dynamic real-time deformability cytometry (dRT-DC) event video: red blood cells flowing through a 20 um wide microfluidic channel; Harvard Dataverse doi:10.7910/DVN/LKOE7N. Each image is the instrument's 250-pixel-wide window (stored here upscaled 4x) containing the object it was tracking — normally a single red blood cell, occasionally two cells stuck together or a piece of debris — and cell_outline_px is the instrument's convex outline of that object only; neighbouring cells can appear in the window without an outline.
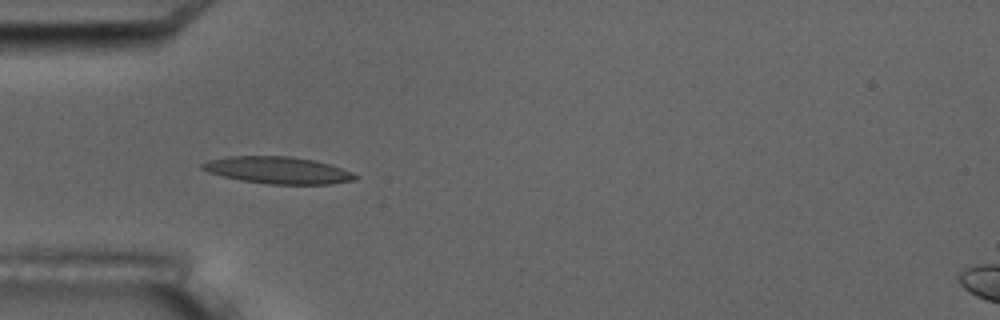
{"species": "common noctule bat (a hibernating species)", "species_latin": "Nyctalus noctula", "temperature_condition": "room temperature", "stored_images_in_passage": 8, "camera_frame_rate_fps": 3000, "um_per_image_px": 0.085, "animal": {"sex": "male", "body_mass_g": 17.5, "forearm_length_mm": 52.3}, "frame": {"image": 1, "passage_image": 5, "time_ms": 4.667, "image_size_px": [1000, 320], "cell_outline_px": [[360, 176], [356, 180], [332, 184], [268, 184], [240, 180], [208, 172], [200, 168], [200, 164], [208, 160], [228, 156], [292, 156], [316, 160], [352, 172]], "centroid_in_image_um": [23.63, 14.46], "position_along_channel_um": 61.4, "area_um2": 24.16}}
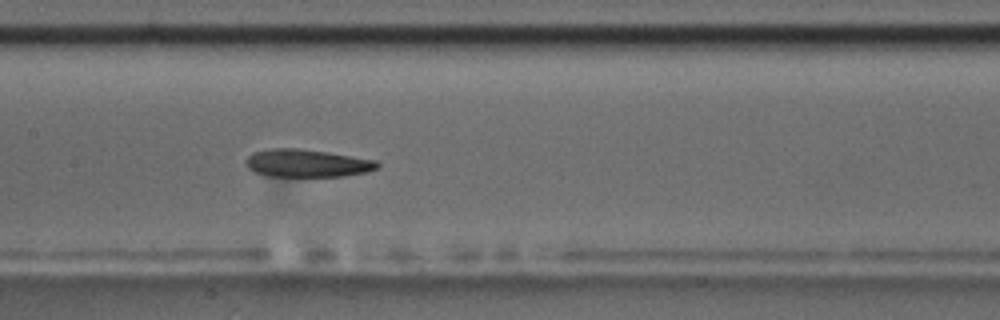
{"frame": {"image": 2, "passage_image": 8, "time_ms": 8.0, "image_size_px": [1000, 320], "cell_outline_px": [[380, 168], [368, 172], [344, 176], [268, 176], [256, 172], [248, 168], [244, 160], [252, 152], [268, 148], [300, 148], [328, 152], [376, 160], [380, 164]], "centroid_in_image_um": [26.1, 13.86], "position_along_channel_um": 181.3, "area_um2": 21.5}}